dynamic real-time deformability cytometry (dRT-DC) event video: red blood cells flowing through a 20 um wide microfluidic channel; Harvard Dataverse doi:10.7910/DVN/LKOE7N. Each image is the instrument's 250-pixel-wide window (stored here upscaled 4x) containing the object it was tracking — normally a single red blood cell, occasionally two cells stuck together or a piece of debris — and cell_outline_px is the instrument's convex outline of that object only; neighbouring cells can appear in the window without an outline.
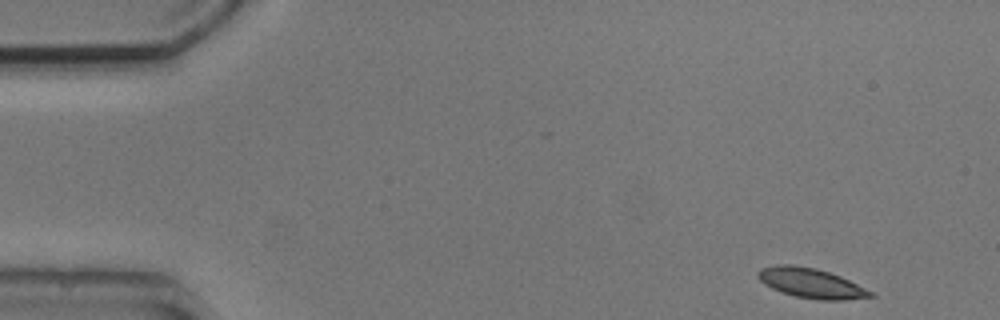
{"species": "common noctule bat (a hibernating species)", "species_latin": "Nyctalus noctula", "temperature_condition": "cold", "stored_images_in_passage": 4, "camera_frame_rate_fps": 3000, "um_per_image_px": 0.085, "animal": {"sex": "male", "body_mass_g": 20.5, "forearm_length_mm": 52.5}, "frame": {"image": 1, "passage_image": 1, "time_ms": 0.0, "image_size_px": [1000, 320], "cell_outline_px": [[876, 296], [844, 300], [816, 300], [796, 296], [772, 288], [764, 284], [756, 276], [756, 272], [760, 268], [776, 264], [792, 264], [816, 268], [840, 276], [872, 292]], "centroid_in_image_um": [68.89, 24.05], "position_along_channel_um": 16.1, "area_um2": 19.48}}
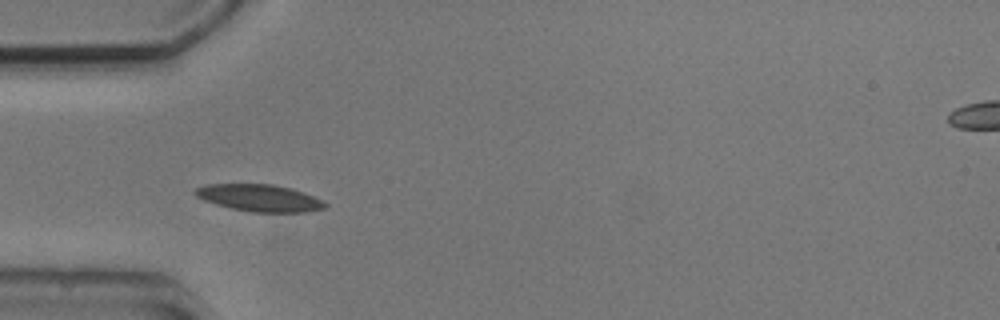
{"frame": {"image": 2, "passage_image": 4, "time_ms": 4.0, "image_size_px": [1000, 320], "cell_outline_px": [[328, 204], [324, 208], [304, 212], [248, 212], [216, 204], [204, 200], [196, 196], [192, 192], [192, 188], [204, 184], [272, 184], [292, 188], [304, 192], [324, 200]], "centroid_in_image_um": [22.03, 16.81], "position_along_channel_um": 63.0, "area_um2": 20.69}}